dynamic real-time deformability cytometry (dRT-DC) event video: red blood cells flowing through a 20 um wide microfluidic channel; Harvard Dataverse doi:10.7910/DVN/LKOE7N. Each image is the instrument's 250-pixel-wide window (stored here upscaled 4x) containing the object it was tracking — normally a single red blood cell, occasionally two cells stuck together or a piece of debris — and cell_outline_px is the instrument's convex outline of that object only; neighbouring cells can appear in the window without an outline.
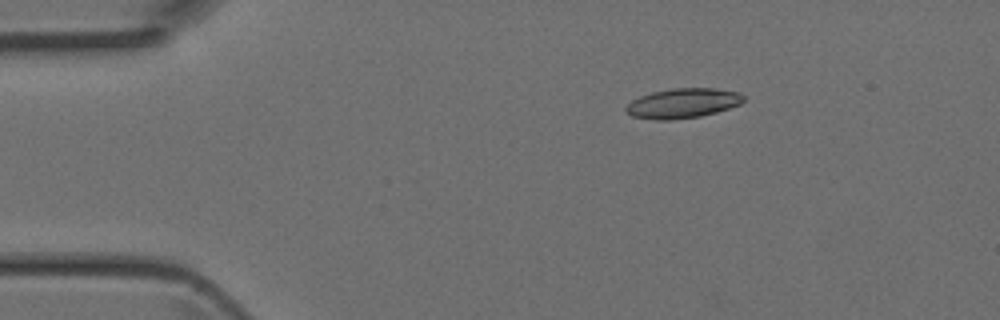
{"species": "Egyptian fruit bat (a non-hibernating species)", "species_latin": "Rousettus aegyptiacus", "temperature_condition": "room temperature", "stored_images_in_passage": 4, "camera_frame_rate_fps": 3000, "um_per_image_px": 0.085, "animal": {"sex": "female"}, "frame": {"image": 1, "passage_image": 3, "time_ms": 0.667, "image_size_px": [1000, 320], "cell_outline_px": [[744, 100], [740, 104], [716, 112], [700, 116], [672, 120], [656, 120], [632, 116], [624, 108], [632, 100], [640, 96], [652, 92], [672, 88], [716, 88], [736, 92], [744, 96]], "centroid_in_image_um": [58.02, 8.77], "position_along_channel_um": 27.0, "area_um2": 20.29}}